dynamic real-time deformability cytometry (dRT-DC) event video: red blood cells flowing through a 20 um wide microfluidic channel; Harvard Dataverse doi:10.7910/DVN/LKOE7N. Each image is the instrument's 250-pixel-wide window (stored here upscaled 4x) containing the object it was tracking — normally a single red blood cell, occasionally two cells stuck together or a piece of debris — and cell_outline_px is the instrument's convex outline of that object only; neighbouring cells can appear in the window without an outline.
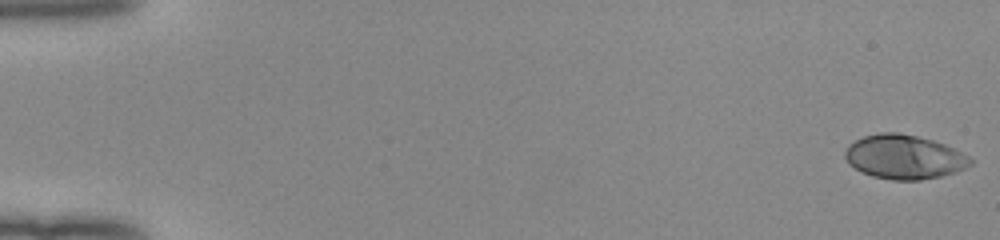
{"species": "human", "species_latin": "Homo sapiens", "temperature_condition": "room temperature", "stored_images_in_passage": 12, "camera_frame_rate_fps": 3000, "um_per_image_px": 0.085, "donor": {"sex": "female"}, "frame": {"image": 1, "passage_image": 1, "time_ms": 0.0, "image_size_px": [1000, 240], "cell_outline_px": [[972, 164], [956, 172], [940, 176], [920, 180], [892, 180], [872, 176], [848, 164], [844, 156], [844, 152], [848, 144], [864, 136], [880, 132], [896, 132], [916, 136], [932, 140], [944, 144], [968, 156], [972, 160]], "centroid_in_image_um": [76.82, 13.34], "position_along_channel_um": 8.2, "area_um2": 32.08}}